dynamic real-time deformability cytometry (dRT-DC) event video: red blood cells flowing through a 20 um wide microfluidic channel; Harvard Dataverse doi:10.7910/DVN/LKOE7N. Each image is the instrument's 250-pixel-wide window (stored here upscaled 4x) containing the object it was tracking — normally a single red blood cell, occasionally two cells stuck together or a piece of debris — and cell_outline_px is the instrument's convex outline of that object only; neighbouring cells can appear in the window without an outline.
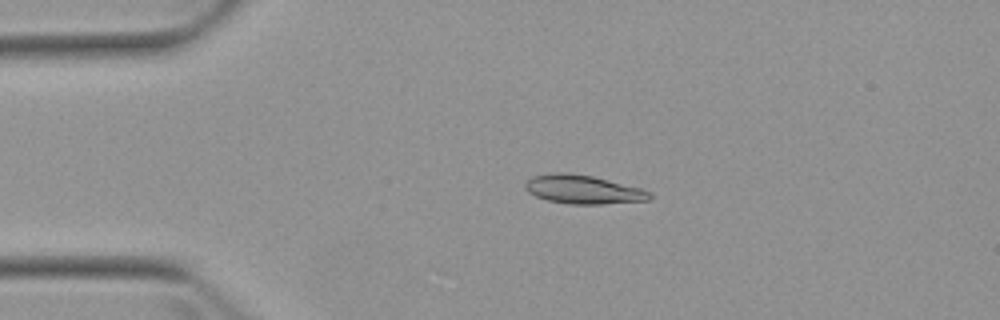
{"species": "Egyptian fruit bat (a non-hibernating species)", "species_latin": "Rousettus aegyptiacus", "temperature_condition": "warm", "stored_images_in_passage": 3, "camera_frame_rate_fps": 3000, "um_per_image_px": 0.085, "animal": {"sex": "female"}, "frame": {"image": 1, "passage_image": 2, "time_ms": 1.333, "image_size_px": [1000, 320], "cell_outline_px": [[652, 196], [648, 200], [600, 204], [568, 204], [548, 200], [536, 196], [528, 192], [524, 188], [524, 184], [532, 176], [552, 172], [568, 172], [592, 176], [640, 188], [652, 192]], "centroid_in_image_um": [49.53, 16.1], "position_along_channel_um": 35.5, "area_um2": 20.81}}